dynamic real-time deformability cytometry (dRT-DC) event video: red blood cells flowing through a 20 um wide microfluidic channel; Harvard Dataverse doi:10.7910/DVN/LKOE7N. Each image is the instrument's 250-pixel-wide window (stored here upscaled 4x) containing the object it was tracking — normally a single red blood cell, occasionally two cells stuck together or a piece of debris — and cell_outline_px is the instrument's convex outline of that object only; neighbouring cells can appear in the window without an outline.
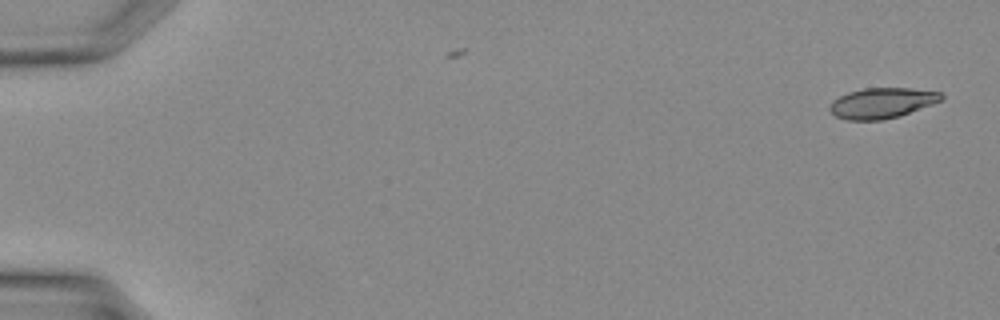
{"species": "Egyptian fruit bat (a non-hibernating species)", "species_latin": "Rousettus aegyptiacus", "temperature_condition": "warm", "stored_images_in_passage": 4, "camera_frame_rate_fps": 3000, "um_per_image_px": 0.085, "animal": {"sex": "female"}, "frame": {"image": 1, "passage_image": 1, "time_ms": 0.0, "image_size_px": [1000, 320], "cell_outline_px": [[944, 100], [884, 120], [848, 120], [836, 116], [828, 108], [832, 100], [848, 92], [864, 88], [908, 88], [940, 92], [944, 96]], "centroid_in_image_um": [74.95, 8.75], "position_along_channel_um": 10.1, "area_um2": 19.59}}